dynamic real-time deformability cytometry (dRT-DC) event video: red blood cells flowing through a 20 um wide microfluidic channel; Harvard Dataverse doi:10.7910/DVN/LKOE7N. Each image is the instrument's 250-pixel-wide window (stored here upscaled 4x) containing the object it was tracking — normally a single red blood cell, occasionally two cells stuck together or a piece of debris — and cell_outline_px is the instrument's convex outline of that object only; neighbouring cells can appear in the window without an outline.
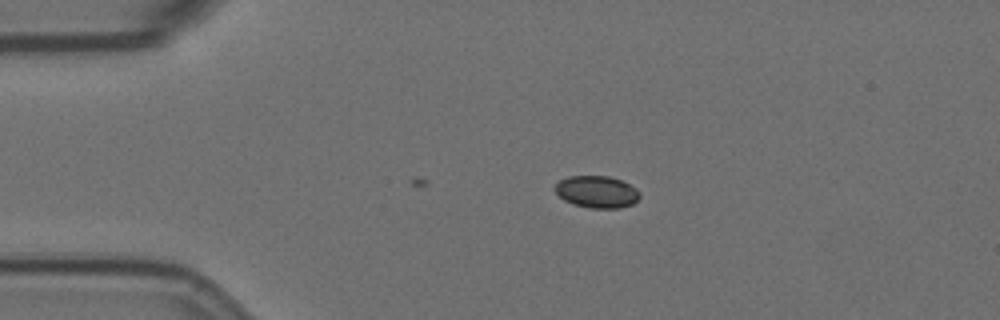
{"species": "Egyptian fruit bat (a non-hibernating species)", "species_latin": "Rousettus aegyptiacus", "temperature_condition": "room temperature", "stored_images_in_passage": 4, "camera_frame_rate_fps": 3000, "um_per_image_px": 0.085, "animal": {"sex": "female"}, "frame": {"image": 1, "passage_image": 4, "time_ms": 1.0, "image_size_px": [1000, 320], "cell_outline_px": [[640, 196], [632, 204], [620, 208], [588, 208], [572, 204], [564, 200], [552, 188], [560, 180], [568, 176], [608, 176], [620, 180], [636, 188], [640, 192]], "centroid_in_image_um": [50.7, 16.31], "position_along_channel_um": 34.3, "area_um2": 15.84}}